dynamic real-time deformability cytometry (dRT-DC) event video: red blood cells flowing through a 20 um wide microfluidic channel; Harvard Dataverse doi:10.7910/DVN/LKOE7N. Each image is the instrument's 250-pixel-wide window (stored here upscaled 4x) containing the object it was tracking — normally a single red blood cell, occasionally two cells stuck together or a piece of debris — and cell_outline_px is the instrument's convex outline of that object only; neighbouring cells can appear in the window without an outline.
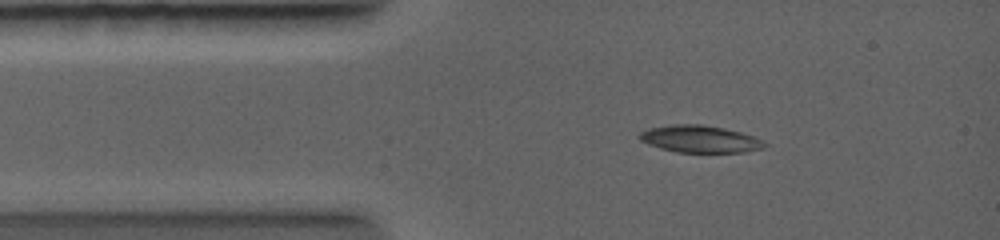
{"species": "common noctule bat (a hibernating species)", "species_latin": "Nyctalus noctula", "temperature_condition": "warm", "stored_images_in_passage": 41, "camera_frame_rate_fps": 5000, "um_per_image_px": 0.085, "animal": {"sex": "female", "body_mass_g": 19.0, "forearm_length_mm": 56.7}, "frame": {"image": 1, "passage_image": 5, "time_ms": 1.4, "image_size_px": [1000, 240], "cell_outline_px": [[768, 144], [764, 148], [744, 152], [676, 152], [660, 148], [648, 144], [640, 140], [636, 136], [640, 132], [648, 128], [672, 124], [700, 124], [724, 128], [740, 132], [752, 136]], "centroid_in_image_um": [59.45, 11.81], "position_along_channel_um": 25.6, "area_um2": 19.77}}
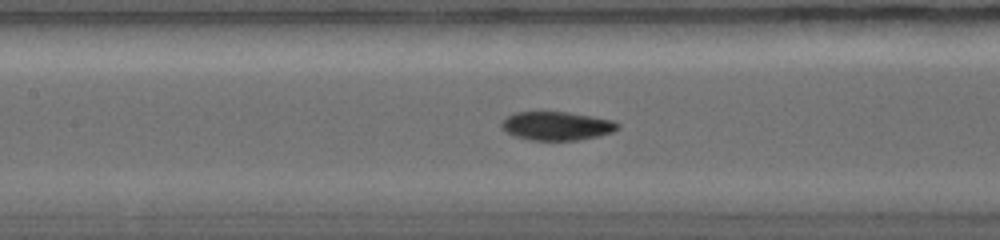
{"frame": {"image": 2, "passage_image": 17, "time_ms": 4.6, "image_size_px": [1000, 240], "cell_outline_px": [[620, 128], [612, 132], [600, 136], [580, 140], [528, 140], [512, 136], [500, 128], [500, 120], [516, 112], [568, 112], [592, 116], [612, 120], [620, 124]], "centroid_in_image_um": [47.29, 10.71], "position_along_channel_um": 160.1, "area_um2": 19.71}}
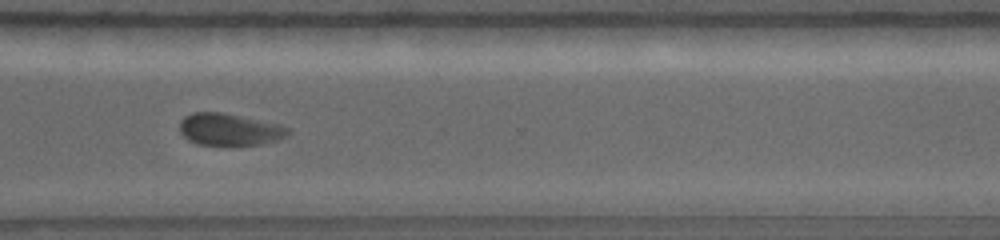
{"frame": {"image": 3, "passage_image": 30, "time_ms": 8.4, "image_size_px": [1000, 240], "cell_outline_px": [[292, 132], [288, 136], [280, 140], [260, 144], [200, 144], [188, 140], [180, 132], [180, 120], [184, 116], [192, 112], [220, 112], [280, 124], [292, 128]], "centroid_in_image_um": [19.56, 10.99], "position_along_channel_um": 351.0, "area_um2": 20.23}}